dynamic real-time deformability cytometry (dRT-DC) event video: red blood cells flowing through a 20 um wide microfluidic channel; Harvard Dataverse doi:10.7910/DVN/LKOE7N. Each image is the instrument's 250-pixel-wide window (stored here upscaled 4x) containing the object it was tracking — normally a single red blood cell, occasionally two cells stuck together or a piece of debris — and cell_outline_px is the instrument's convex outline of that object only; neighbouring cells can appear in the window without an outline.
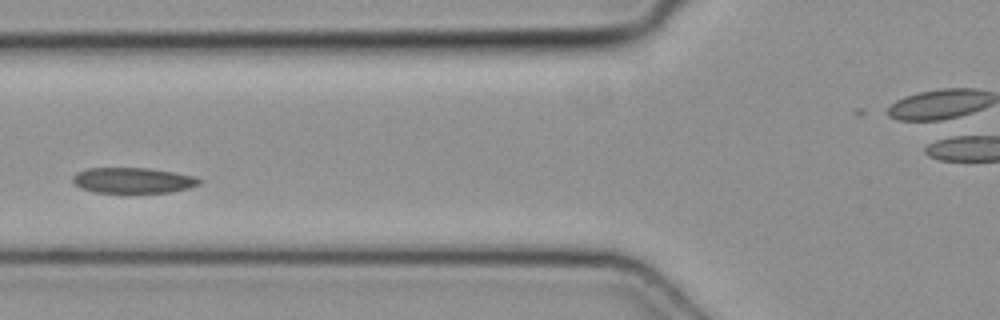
{"species": "common noctule bat (a hibernating species)", "species_latin": "Nyctalus noctula", "temperature_condition": "cold", "stored_images_in_passage": 7, "camera_frame_rate_fps": 3000, "um_per_image_px": 0.085, "animal": {"sex": "female", "body_mass_g": 19.3, "forearm_length_mm": 54.1}, "frame": {"image": 1, "passage_image": 6, "time_ms": 1.667, "image_size_px": [1000, 320], "cell_outline_px": [[204, 180], [200, 184], [192, 188], [168, 192], [92, 192], [80, 188], [72, 180], [72, 176], [76, 172], [88, 168], [152, 168], [196, 176]], "centroid_in_image_um": [11.35, 15.32], "position_along_channel_um": 114.5, "area_um2": 19.07}}